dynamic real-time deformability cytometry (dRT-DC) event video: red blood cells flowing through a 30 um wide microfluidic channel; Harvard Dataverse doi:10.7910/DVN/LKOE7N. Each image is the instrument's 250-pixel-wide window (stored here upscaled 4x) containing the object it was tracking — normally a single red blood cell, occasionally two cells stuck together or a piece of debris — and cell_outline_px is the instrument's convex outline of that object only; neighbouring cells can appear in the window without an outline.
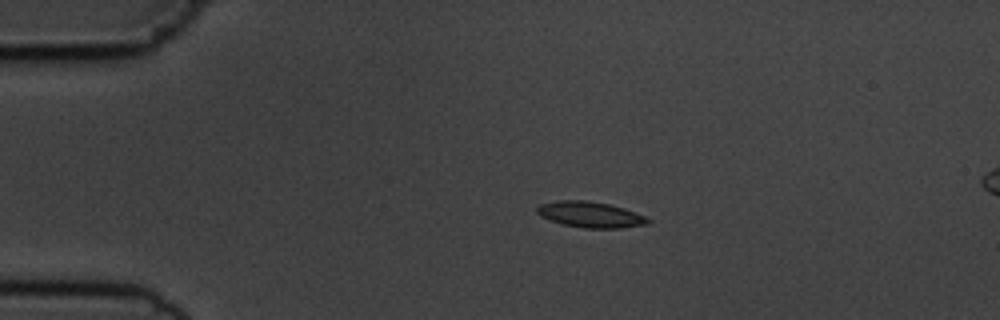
{"species": "common noctule bat (a hibernating species)", "species_latin": "Nyctalus noctula", "temperature_condition": "cold", "stored_images_in_passage": 10, "camera_frame_rate_fps": 3000, "um_per_image_px": 0.085, "animal": {"sex": "male", "body_mass_g": 19.5, "forearm_length_mm": 54.6}, "frame": {"image": 1, "passage_image": 4, "time_ms": 3.333, "image_size_px": [1000, 320], "cell_outline_px": [[652, 220], [648, 224], [620, 228], [584, 228], [564, 224], [540, 216], [536, 212], [536, 208], [540, 204], [560, 200], [584, 200], [608, 204], [624, 208], [644, 216]], "centroid_in_image_um": [50.18, 18.24], "position_along_channel_um": 34.8, "area_um2": 16.53}}
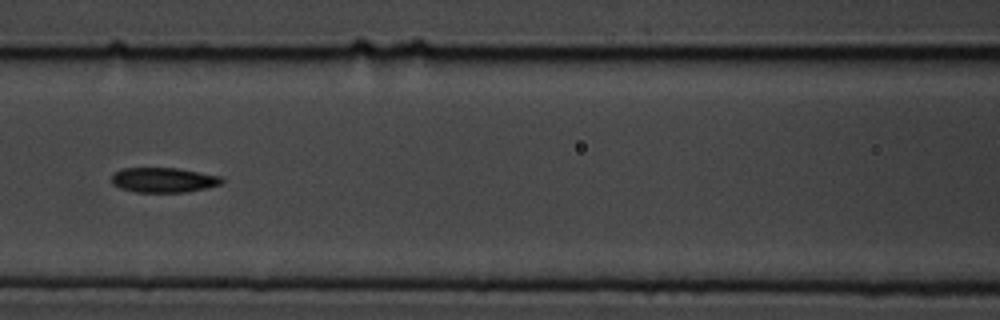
{"frame": {"image": 2, "passage_image": 7, "time_ms": 7.667, "image_size_px": [1000, 320], "cell_outline_px": [[224, 180], [220, 184], [204, 188], [184, 192], [136, 192], [120, 188], [112, 184], [112, 176], [116, 172], [124, 168], [176, 168], [224, 176]], "centroid_in_image_um": [13.92, 15.29], "position_along_channel_um": 152.7, "area_um2": 15.9}}
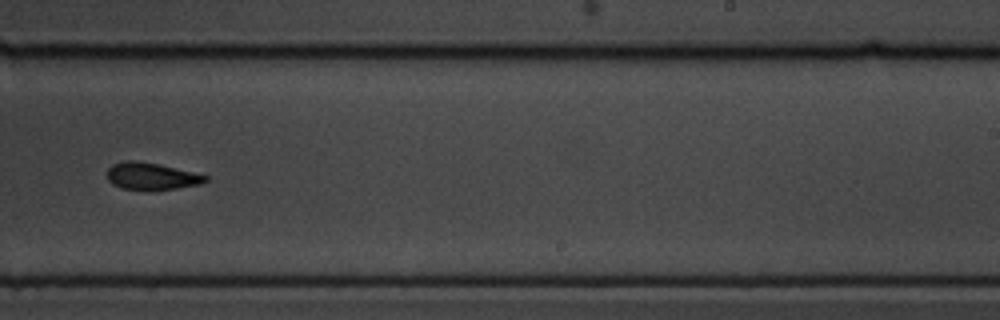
{"frame": {"image": 3, "passage_image": 10, "time_ms": 11.0, "image_size_px": [1000, 320], "cell_outline_px": [[208, 180], [200, 184], [152, 192], [148, 192], [120, 188], [112, 184], [108, 180], [108, 168], [112, 164], [128, 160], [136, 160], [156, 164], [192, 172], [208, 176]], "centroid_in_image_um": [12.83, 15.02], "position_along_channel_um": 276.2, "area_um2": 15.72}}